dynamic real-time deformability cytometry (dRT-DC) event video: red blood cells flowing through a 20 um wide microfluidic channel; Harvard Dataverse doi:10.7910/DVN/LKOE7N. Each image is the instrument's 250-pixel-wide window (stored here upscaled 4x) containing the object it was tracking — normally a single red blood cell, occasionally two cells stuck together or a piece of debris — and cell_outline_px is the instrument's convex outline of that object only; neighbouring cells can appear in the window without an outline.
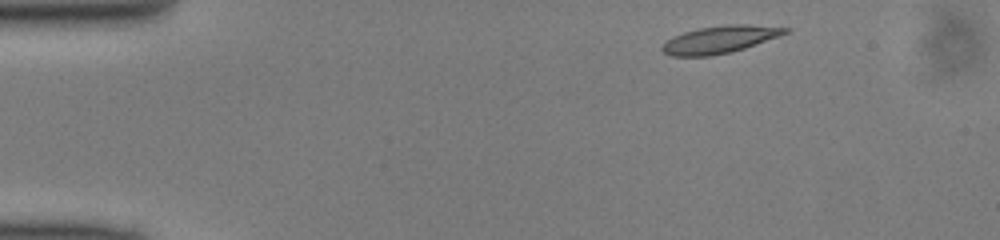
{"species": "common noctule bat (a hibernating species)", "species_latin": "Nyctalus noctula", "temperature_condition": "cold", "stored_images_in_passage": 8, "camera_frame_rate_fps": 3000, "um_per_image_px": 0.085, "animal": {"sex": "male", "body_mass_g": 13.0, "forearm_length_mm": 53.1}, "frame": {"image": 1, "passage_image": 1, "time_ms": 0.0, "image_size_px": [1000, 240], "cell_outline_px": [[792, 28], [788, 32], [780, 36], [732, 52], [708, 56], [672, 56], [664, 52], [660, 48], [672, 36], [684, 32], [700, 28], [728, 24], [748, 24]], "centroid_in_image_um": [61.21, 3.35], "position_along_channel_um": 23.8, "area_um2": 19.54}}